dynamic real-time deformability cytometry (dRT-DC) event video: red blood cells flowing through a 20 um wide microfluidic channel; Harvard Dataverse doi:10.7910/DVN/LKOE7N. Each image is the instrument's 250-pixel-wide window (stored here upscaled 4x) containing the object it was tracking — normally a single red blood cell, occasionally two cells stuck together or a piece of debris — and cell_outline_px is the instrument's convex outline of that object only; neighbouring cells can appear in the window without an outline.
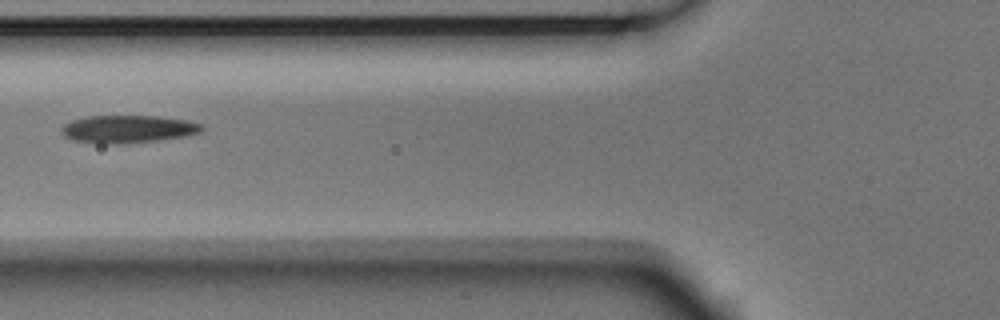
{"species": "Egyptian fruit bat (a non-hibernating species)", "species_latin": "Rousettus aegyptiacus", "temperature_condition": "room temperature", "stored_images_in_passage": 2, "camera_frame_rate_fps": 3000, "um_per_image_px": 0.085, "animal": {"sex": "male"}, "frame": {"image": 1, "passage_image": 2, "time_ms": 0.333, "image_size_px": [1000, 320], "cell_outline_px": [[204, 128], [200, 132], [184, 136], [156, 140], [116, 144], [104, 144], [72, 140], [64, 136], [60, 128], [64, 124], [72, 120], [88, 116], [156, 116], [188, 120], [204, 124]], "centroid_in_image_um": [10.87, 10.96], "position_along_channel_um": 114.9, "area_um2": 22.6}}